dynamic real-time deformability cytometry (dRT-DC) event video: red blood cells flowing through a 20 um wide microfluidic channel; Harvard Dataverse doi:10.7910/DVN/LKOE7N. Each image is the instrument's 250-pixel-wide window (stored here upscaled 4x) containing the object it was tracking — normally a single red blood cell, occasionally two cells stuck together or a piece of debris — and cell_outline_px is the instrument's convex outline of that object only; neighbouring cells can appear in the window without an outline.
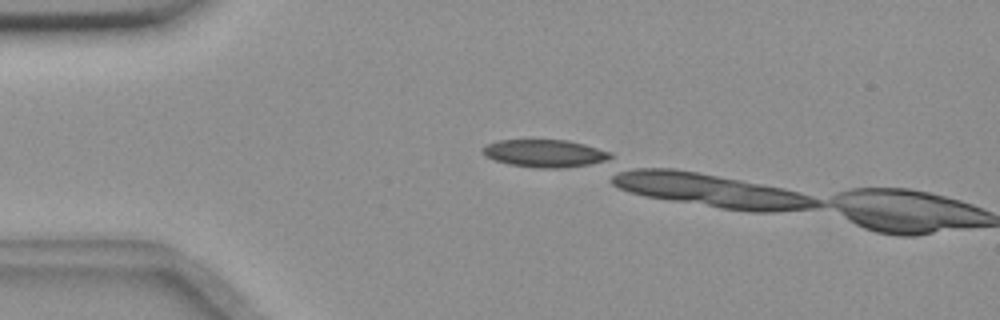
{"species": "common noctule bat (a hibernating species)", "species_latin": "Nyctalus noctula", "temperature_condition": "room temperature", "stored_images_in_passage": 2, "camera_frame_rate_fps": 3000, "um_per_image_px": 0.085, "animal": {"sex": "female", "body_mass_g": 18.4}, "frame": {"image": 1, "passage_image": 1, "time_ms": 0.0, "image_size_px": [1000, 320], "cell_outline_px": [[612, 156], [604, 160], [588, 164], [560, 168], [536, 168], [508, 164], [484, 156], [480, 152], [480, 148], [488, 144], [500, 140], [568, 140], [584, 144], [612, 152]], "centroid_in_image_um": [46.25, 13.03], "position_along_channel_um": 38.8, "area_um2": 20.46}}